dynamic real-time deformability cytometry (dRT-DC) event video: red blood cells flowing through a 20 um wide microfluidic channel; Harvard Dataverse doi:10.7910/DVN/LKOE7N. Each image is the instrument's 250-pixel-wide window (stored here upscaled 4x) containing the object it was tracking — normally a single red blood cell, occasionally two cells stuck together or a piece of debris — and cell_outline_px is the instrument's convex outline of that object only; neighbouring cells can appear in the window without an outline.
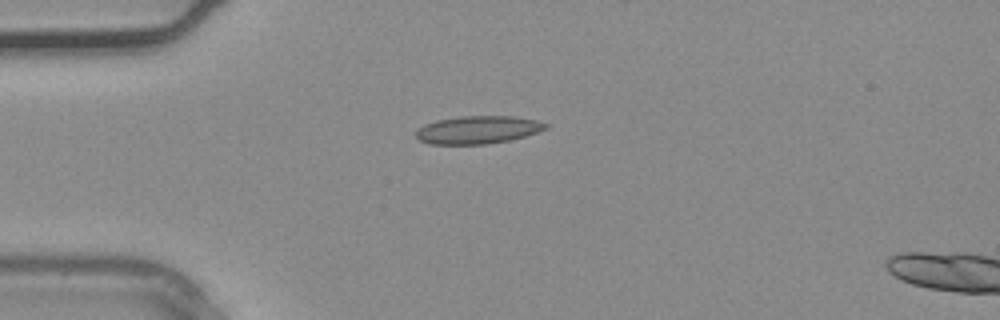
{"species": "common noctule bat (a hibernating species)", "species_latin": "Nyctalus noctula", "temperature_condition": "warm", "stored_images_in_passage": 24, "camera_frame_rate_fps": 3000, "um_per_image_px": 0.085, "animal": {"sex": "male", "body_mass_g": 20.4}, "frame": {"image": 1, "passage_image": 1, "time_ms": 0.0, "image_size_px": [1000, 320], "cell_outline_px": [[548, 128], [524, 136], [508, 140], [488, 144], [428, 144], [420, 140], [416, 136], [416, 132], [424, 124], [436, 120], [460, 116], [512, 116], [536, 120], [548, 124]], "centroid_in_image_um": [40.6, 11.03], "position_along_channel_um": 44.4, "area_um2": 20.92}}
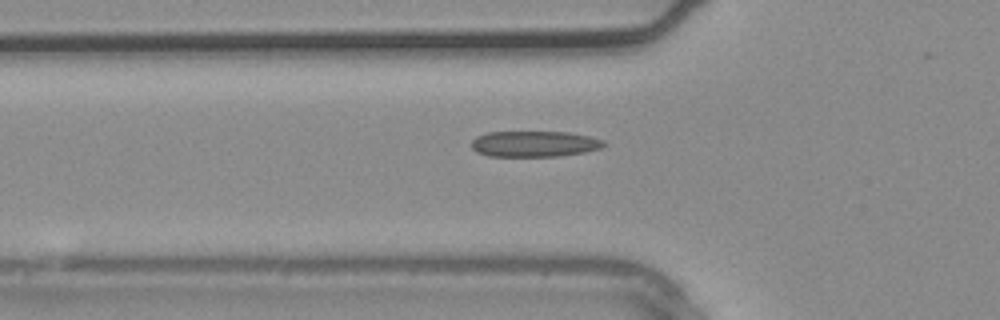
{"frame": {"image": 2, "passage_image": 4, "time_ms": 1.0, "image_size_px": [1000, 320], "cell_outline_px": [[608, 144], [600, 148], [584, 152], [560, 156], [488, 156], [476, 152], [472, 148], [472, 140], [476, 136], [488, 132], [568, 132], [588, 136], [604, 140]], "centroid_in_image_um": [45.42, 12.23], "position_along_channel_um": 80.4, "area_um2": 20.0}}